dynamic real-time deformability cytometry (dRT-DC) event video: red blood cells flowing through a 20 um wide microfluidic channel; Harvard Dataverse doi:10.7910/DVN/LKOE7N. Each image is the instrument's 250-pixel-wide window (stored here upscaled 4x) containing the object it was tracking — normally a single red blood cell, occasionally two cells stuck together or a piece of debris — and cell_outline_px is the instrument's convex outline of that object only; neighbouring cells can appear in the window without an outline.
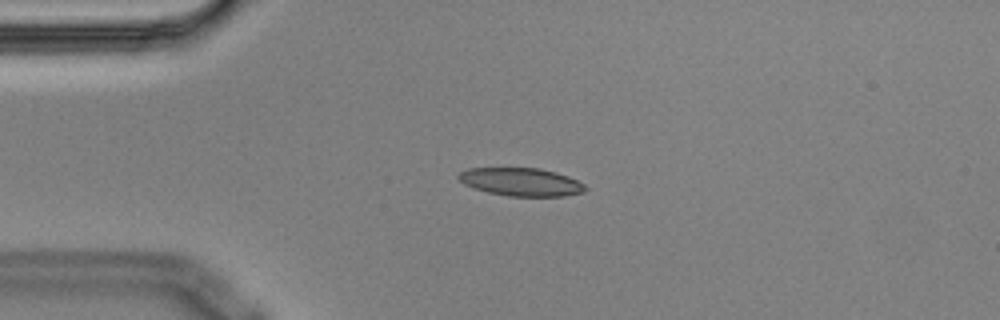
{"species": "Egyptian fruit bat (a non-hibernating species)", "species_latin": "Rousettus aegyptiacus", "temperature_condition": "cold", "stored_images_in_passage": 9, "camera_frame_rate_fps": 3000, "um_per_image_px": 0.085, "animal": {"sex": "male"}, "frame": {"image": 1, "passage_image": 4, "time_ms": 1.0, "image_size_px": [1000, 320], "cell_outline_px": [[588, 188], [584, 192], [564, 196], [508, 196], [488, 192], [464, 184], [456, 176], [460, 172], [468, 168], [540, 168], [556, 172], [568, 176], [584, 184]], "centroid_in_image_um": [44.31, 15.46], "position_along_channel_um": 40.7, "area_um2": 20.69}}
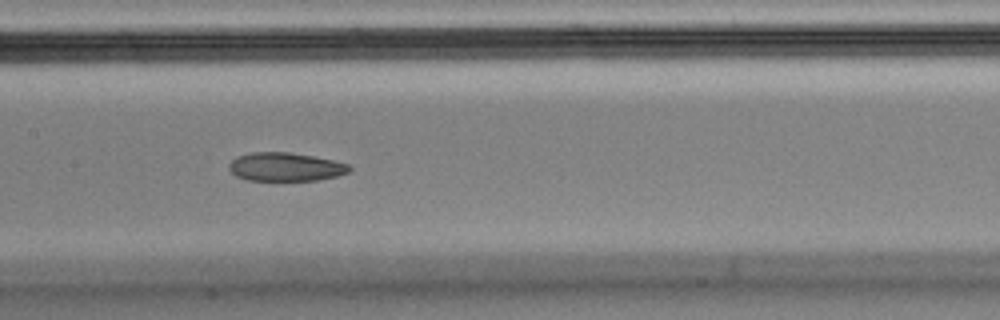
{"frame": {"image": 2, "passage_image": 8, "time_ms": 2.333, "image_size_px": [1000, 320], "cell_outline_px": [[352, 168], [348, 172], [336, 176], [316, 180], [244, 180], [236, 176], [228, 168], [228, 164], [236, 156], [252, 152], [288, 152], [312, 156], [332, 160], [348, 164]], "centroid_in_image_um": [24.22, 14.18], "position_along_channel_um": 183.2, "area_um2": 19.94}}
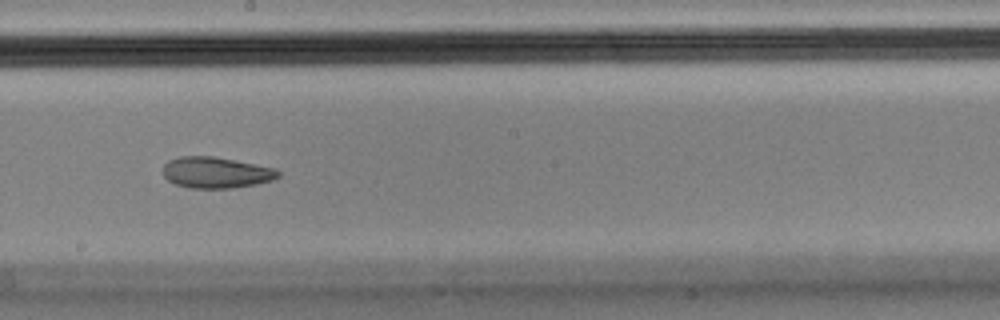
{"frame": {"image": 3, "passage_image": 9, "time_ms": 2.667, "image_size_px": [1000, 320], "cell_outline_px": [[280, 176], [272, 180], [256, 184], [232, 188], [188, 188], [176, 184], [168, 180], [164, 176], [164, 164], [168, 160], [180, 156], [212, 156], [276, 168], [280, 172]], "centroid_in_image_um": [18.36, 14.67], "position_along_channel_um": 229.8, "area_um2": 20.87}}